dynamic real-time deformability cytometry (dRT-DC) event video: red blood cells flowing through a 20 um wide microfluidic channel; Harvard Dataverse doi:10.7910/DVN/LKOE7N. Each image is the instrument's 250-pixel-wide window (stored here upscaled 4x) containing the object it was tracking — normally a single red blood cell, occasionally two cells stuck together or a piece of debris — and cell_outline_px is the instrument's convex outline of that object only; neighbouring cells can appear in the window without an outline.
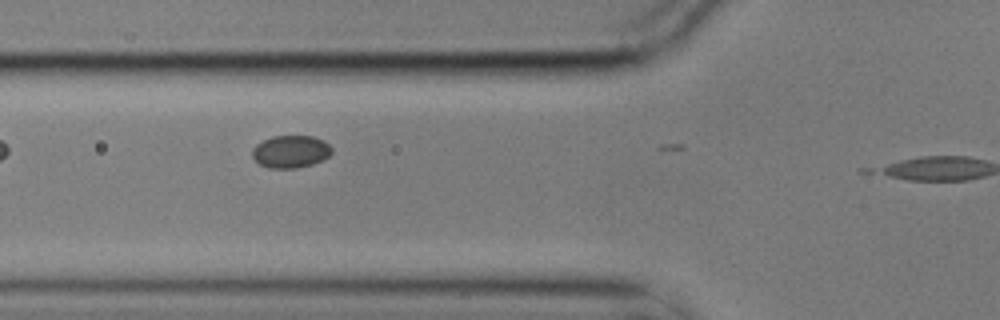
{"species": "common noctule bat (a hibernating species)", "species_latin": "Nyctalus noctula", "temperature_condition": "cold", "stored_images_in_passage": 5, "camera_frame_rate_fps": 3000, "um_per_image_px": 0.085, "animal": {"sex": "male", "body_mass_g": 17.9}, "frame": {"image": 1, "passage_image": 3, "time_ms": 0.667, "image_size_px": [1000, 320], "cell_outline_px": [[332, 152], [324, 160], [312, 164], [296, 168], [268, 168], [260, 164], [252, 156], [252, 148], [256, 144], [272, 136], [312, 136], [324, 140], [332, 148]], "centroid_in_image_um": [24.71, 12.88], "position_along_channel_um": 101.1, "area_um2": 15.09}}